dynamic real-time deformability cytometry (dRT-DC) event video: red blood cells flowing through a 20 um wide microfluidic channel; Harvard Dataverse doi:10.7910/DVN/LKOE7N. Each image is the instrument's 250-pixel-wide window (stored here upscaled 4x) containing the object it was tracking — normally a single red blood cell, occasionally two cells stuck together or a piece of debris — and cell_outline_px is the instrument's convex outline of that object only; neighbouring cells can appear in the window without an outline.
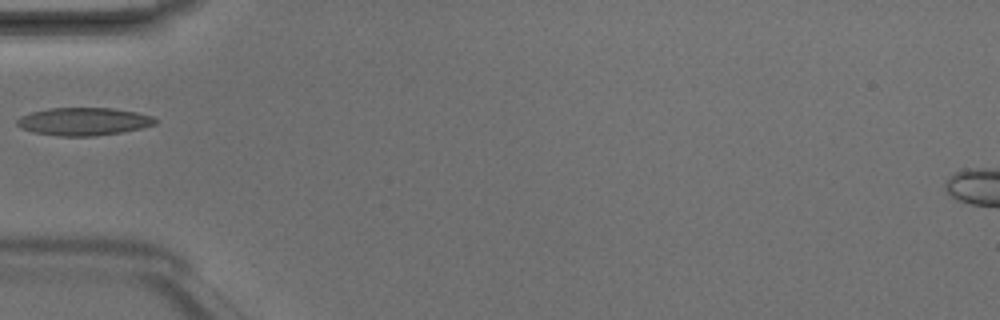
{"species": "Egyptian fruit bat (a non-hibernating species)", "species_latin": "Rousettus aegyptiacus", "temperature_condition": "room temperature", "stored_images_in_passage": 5, "camera_frame_rate_fps": 3000, "um_per_image_px": 0.085, "animal": {"sex": "male"}, "frame": {"image": 1, "passage_image": 5, "time_ms": 1.333, "image_size_px": [1000, 320], "cell_outline_px": [[156, 124], [140, 128], [120, 132], [96, 136], [60, 136], [32, 132], [20, 128], [16, 124], [16, 120], [20, 116], [32, 112], [48, 108], [112, 108], [136, 112], [152, 116], [156, 120]], "centroid_in_image_um": [7.07, 10.33], "position_along_channel_um": 77.9, "area_um2": 22.37}}